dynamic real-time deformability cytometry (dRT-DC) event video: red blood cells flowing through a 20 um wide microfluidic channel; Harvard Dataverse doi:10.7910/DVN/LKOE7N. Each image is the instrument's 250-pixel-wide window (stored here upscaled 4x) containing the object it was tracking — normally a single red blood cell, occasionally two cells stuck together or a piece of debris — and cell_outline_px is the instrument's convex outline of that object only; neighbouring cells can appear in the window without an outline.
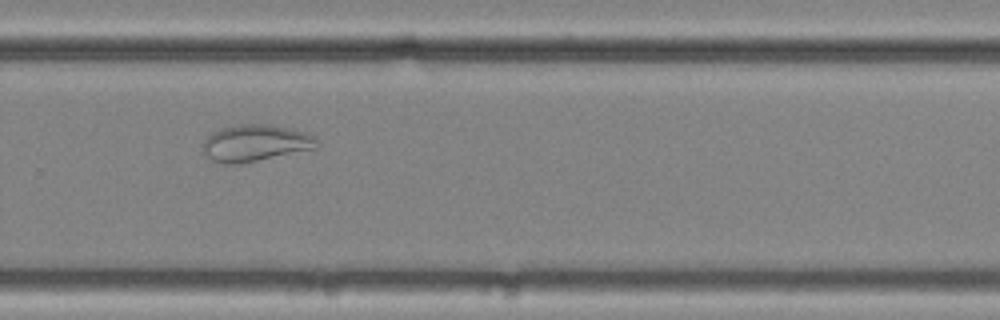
{"species": "common noctule bat (a hibernating species)", "species_latin": "Nyctalus noctula", "temperature_condition": "cold", "stored_images_in_passage": 44, "camera_frame_rate_fps": 3000, "um_per_image_px": 0.085, "animal": {"sex": "female", "body_mass_g": 25.1}, "frame": {"image": 1, "passage_image": 27, "time_ms": 8.667, "image_size_px": [1000, 320], "cell_outline_px": [[320, 144], [316, 148], [240, 164], [220, 164], [212, 160], [204, 152], [204, 140], [212, 132], [220, 128], [240, 124], [268, 124], [308, 132], [316, 136]], "centroid_in_image_um": [21.74, 12.15], "position_along_channel_um": 308.1, "area_um2": 24.51}}
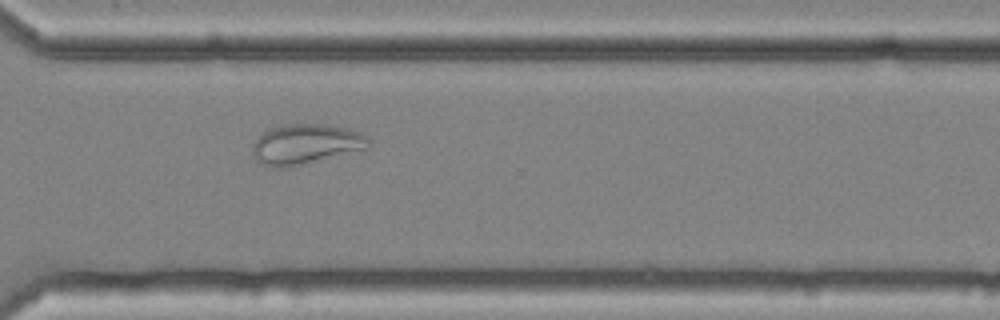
{"frame": {"image": 2, "passage_image": 30, "time_ms": 9.667, "image_size_px": [1000, 320], "cell_outline_px": [[372, 140], [368, 148], [284, 168], [272, 168], [260, 164], [252, 156], [252, 144], [268, 128], [288, 124], [328, 124], [360, 132], [368, 136]], "centroid_in_image_um": [25.96, 12.25], "position_along_channel_um": 344.6, "area_um2": 27.17}}
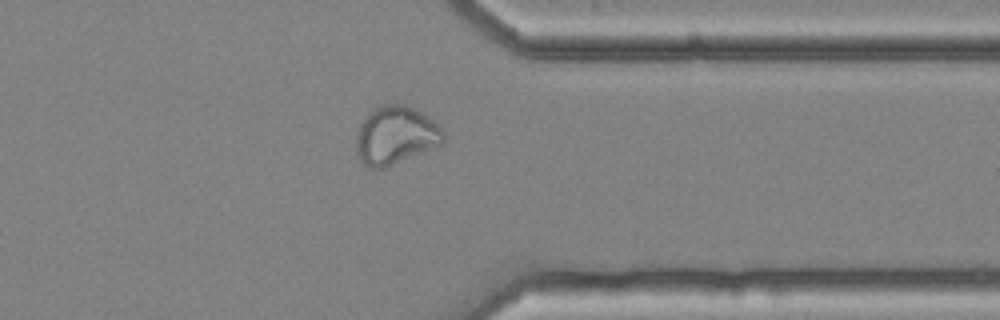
{"frame": {"image": 3, "passage_image": 33, "time_ms": 10.667, "image_size_px": [1000, 320], "cell_outline_px": [[444, 140], [440, 144], [384, 168], [372, 168], [360, 164], [356, 152], [356, 132], [360, 124], [376, 108], [384, 104], [404, 104], [420, 112], [432, 120], [444, 132]], "centroid_in_image_um": [33.57, 11.53], "position_along_channel_um": 377.8, "area_um2": 29.02}, "authors_computed_cell_mechanics": {"area_um2": 29.2179, "velocity_mm_per_s": 3.5926, "shape_relaxation_time_tau1_ms": null, "shape_relaxation_time_tau2_ms": 3.8092, "deformation_change_tau1": null, "deformation_change_tau2": 0.0902}}